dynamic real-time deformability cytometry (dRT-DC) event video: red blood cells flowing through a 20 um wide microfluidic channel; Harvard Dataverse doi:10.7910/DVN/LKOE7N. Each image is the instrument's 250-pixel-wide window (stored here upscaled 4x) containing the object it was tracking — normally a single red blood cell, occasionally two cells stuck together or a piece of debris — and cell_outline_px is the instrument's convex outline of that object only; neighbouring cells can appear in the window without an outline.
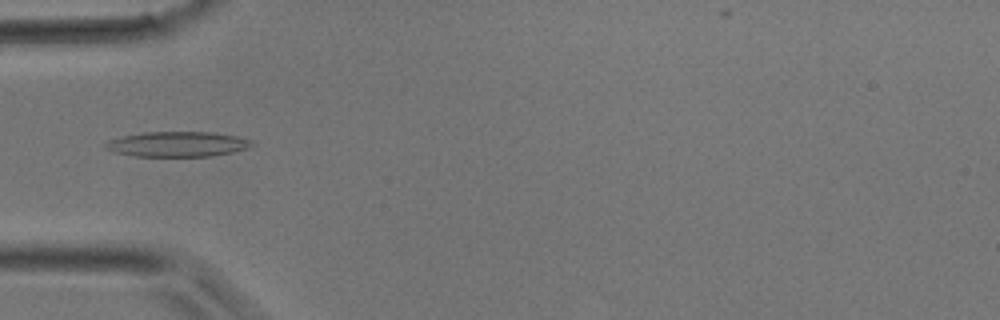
{"species": "common noctule bat (a hibernating species)", "species_latin": "Nyctalus noctula", "temperature_condition": "room temperature", "stored_images_in_passage": 24, "camera_frame_rate_fps": 3000, "um_per_image_px": 0.085, "animal": {"sex": "male", "body_mass_g": 17.9}, "frame": {"image": 1, "passage_image": 5, "time_ms": 1.333, "image_size_px": [1000, 320], "cell_outline_px": [[252, 144], [248, 148], [232, 152], [212, 156], [136, 156], [116, 152], [104, 148], [104, 144], [108, 140], [124, 136], [144, 132], [212, 132], [236, 136], [252, 140]], "centroid_in_image_um": [15.08, 12.25], "position_along_channel_um": 69.9, "area_um2": 21.27}}
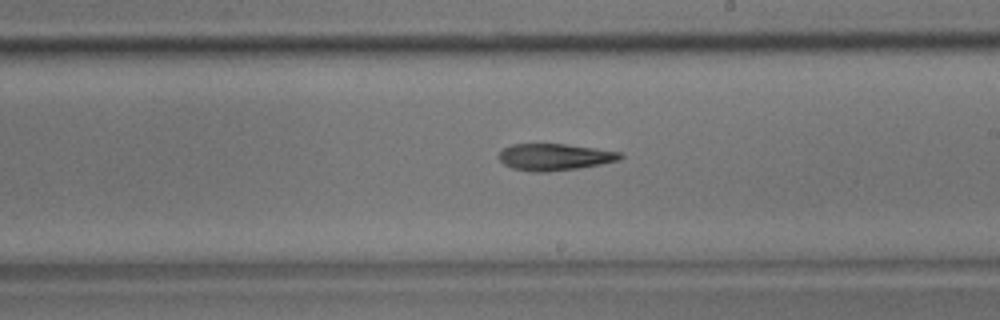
{"frame": {"image": 2, "passage_image": 15, "time_ms": 4.667, "image_size_px": [1000, 320], "cell_outline_px": [[624, 156], [620, 160], [600, 164], [576, 168], [548, 172], [536, 172], [512, 168], [504, 164], [496, 156], [504, 148], [512, 144], [564, 144], [596, 148], [620, 152]], "centroid_in_image_um": [47.13, 13.34], "position_along_channel_um": 241.9, "area_um2": 18.84}}
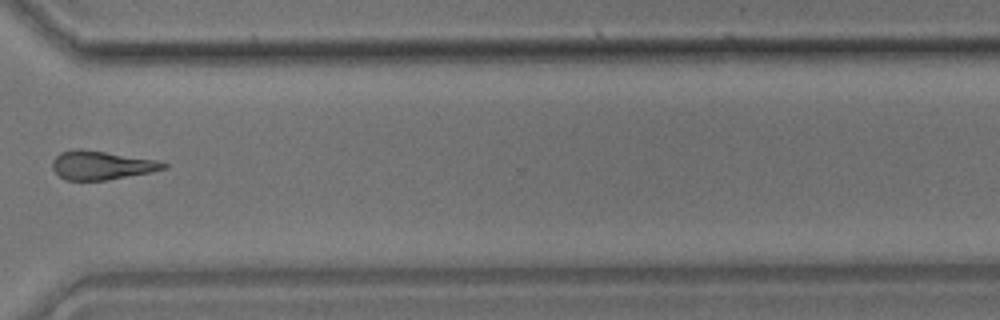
{"frame": {"image": 3, "passage_image": 22, "time_ms": 7.0, "image_size_px": [1000, 320], "cell_outline_px": [[168, 168], [152, 172], [108, 180], [64, 180], [52, 168], [52, 160], [60, 152], [72, 148], [80, 148], [160, 160], [168, 164]], "centroid_in_image_um": [8.65, 14.03], "position_along_channel_um": 362.0, "area_um2": 18.96}}